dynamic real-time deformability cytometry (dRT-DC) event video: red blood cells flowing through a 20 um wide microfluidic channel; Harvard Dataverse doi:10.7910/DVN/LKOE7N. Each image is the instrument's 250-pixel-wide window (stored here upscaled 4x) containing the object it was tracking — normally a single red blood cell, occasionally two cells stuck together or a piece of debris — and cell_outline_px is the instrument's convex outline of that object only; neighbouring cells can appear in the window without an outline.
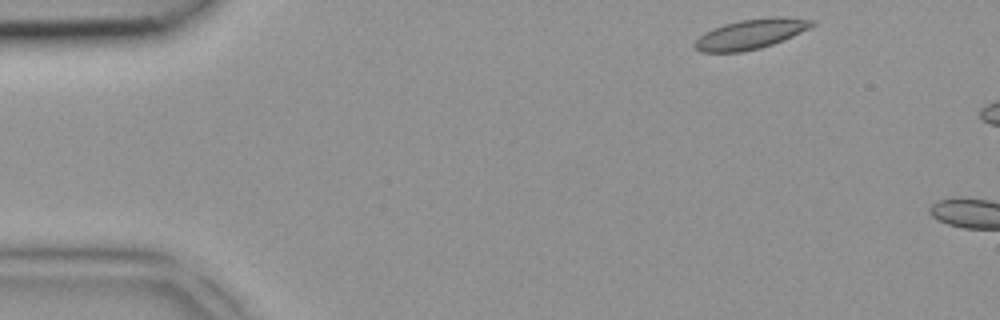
{"species": "common noctule bat (a hibernating species)", "species_latin": "Nyctalus noctula", "temperature_condition": "room temperature", "stored_images_in_passage": 2, "camera_frame_rate_fps": 3000, "um_per_image_px": 0.085, "animal": {"sex": "female", "body_mass_g": 18.4}, "frame": {"image": 1, "passage_image": 1, "time_ms": 0.0, "image_size_px": [1000, 320], "cell_outline_px": [[816, 24], [792, 36], [772, 44], [760, 48], [744, 52], [700, 52], [692, 44], [704, 32], [724, 24], [740, 20], [772, 16], [784, 16], [816, 20]], "centroid_in_image_um": [63.82, 2.88], "position_along_channel_um": 21.2, "area_um2": 20.46}}